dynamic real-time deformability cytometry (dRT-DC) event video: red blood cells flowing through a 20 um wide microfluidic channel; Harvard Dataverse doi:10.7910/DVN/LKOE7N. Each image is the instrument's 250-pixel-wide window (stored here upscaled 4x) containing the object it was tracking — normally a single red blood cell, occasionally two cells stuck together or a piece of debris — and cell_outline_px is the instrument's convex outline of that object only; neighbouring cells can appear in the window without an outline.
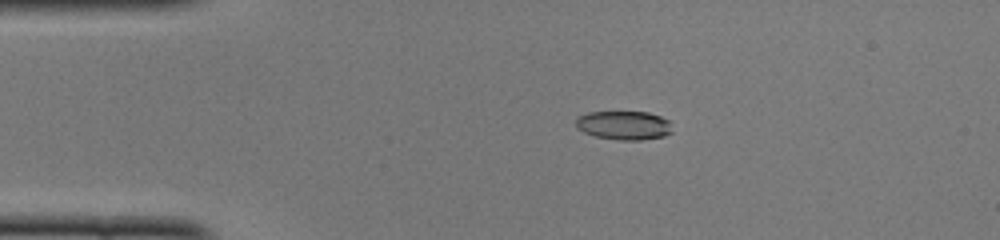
{"species": "common noctule bat (a hibernating species)", "species_latin": "Nyctalus noctula", "temperature_condition": "cold", "stored_images_in_passage": 43, "camera_frame_rate_fps": 3000, "um_per_image_px": 0.085, "animal": {"sex": "female", "body_mass_g": 22.0, "forearm_length_mm": 56.7}, "frame": {"image": 1, "passage_image": 3, "time_ms": 0.667, "image_size_px": [1000, 240], "cell_outline_px": [[672, 132], [664, 136], [640, 140], [620, 140], [596, 136], [584, 132], [576, 128], [576, 116], [588, 112], [648, 112], [660, 116], [668, 120]], "centroid_in_image_um": [53.01, 10.64], "position_along_channel_um": 32.0, "area_um2": 16.18}}
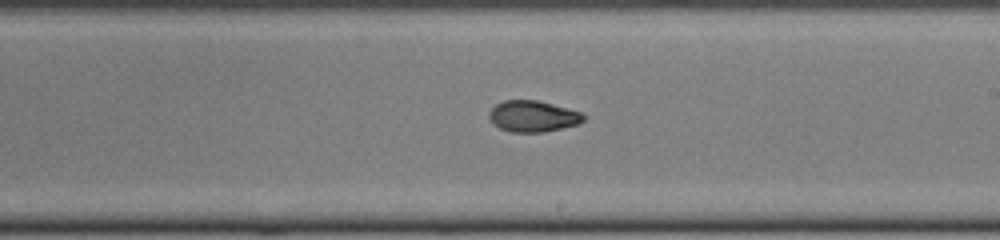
{"frame": {"image": 2, "passage_image": 22, "time_ms": 7.0, "image_size_px": [1000, 240], "cell_outline_px": [[584, 120], [580, 124], [544, 132], [512, 132], [500, 128], [492, 124], [488, 116], [488, 112], [496, 104], [504, 100], [536, 100], [552, 104], [580, 112], [584, 116]], "centroid_in_image_um": [45.27, 9.89], "position_along_channel_um": 243.7, "area_um2": 17.17}}
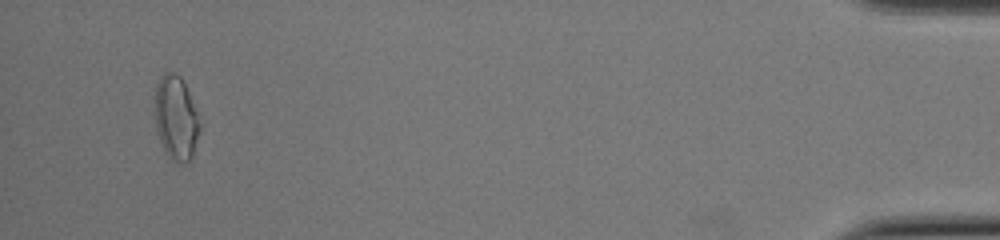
{"frame": {"image": 3, "passage_image": 41, "time_ms": 13.333, "image_size_px": [1000, 240], "cell_outline_px": [[200, 128], [192, 156], [184, 164], [176, 164], [164, 152], [156, 128], [156, 84], [160, 76], [164, 72], [176, 72], [180, 76], [188, 92], [196, 112], [200, 124]], "centroid_in_image_um": [14.95, 10.05], "position_along_channel_um": 420.3, "area_um2": 21.73}, "authors_computed_cell_mechanics": {"area_um2": 17.3978, "velocity_mm_per_s": 4.0069, "shape_relaxation_time_tau1_ms": 3.8172, "shape_relaxation_time_tau2_ms": 2.4293, "deformation_change_tau1": 0.1667, "deformation_change_tau2": 0.0715}}